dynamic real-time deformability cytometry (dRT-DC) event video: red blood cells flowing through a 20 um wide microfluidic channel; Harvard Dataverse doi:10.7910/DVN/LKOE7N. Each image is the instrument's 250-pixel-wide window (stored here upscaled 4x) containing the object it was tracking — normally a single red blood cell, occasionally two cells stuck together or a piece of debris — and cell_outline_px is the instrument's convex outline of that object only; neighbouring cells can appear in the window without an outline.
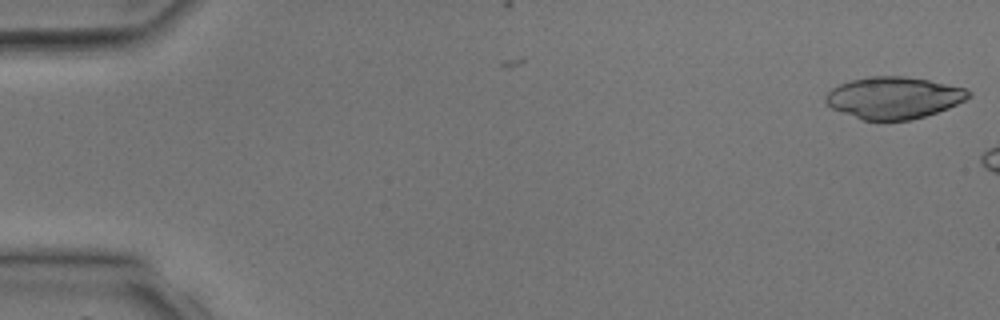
{"species": "common noctule bat (a hibernating species)", "species_latin": "Nyctalus noctula", "temperature_condition": "room temperature", "stored_images_in_passage": 2, "camera_frame_rate_fps": 3000, "um_per_image_px": 0.085, "animal": {"sex": "male", "body_mass_g": 17.9, "forearm_length_mm": 54.2}, "frame": {"image": 1, "passage_image": 2, "time_ms": 1.0, "image_size_px": [1000, 320], "cell_outline_px": [[972, 96], [948, 108], [912, 120], [864, 120], [832, 108], [824, 100], [824, 96], [832, 88], [840, 84], [852, 80], [868, 76], [904, 76], [928, 80], [964, 88], [972, 92]], "centroid_in_image_um": [75.97, 8.3], "position_along_channel_um": 9.0, "area_um2": 34.56}}